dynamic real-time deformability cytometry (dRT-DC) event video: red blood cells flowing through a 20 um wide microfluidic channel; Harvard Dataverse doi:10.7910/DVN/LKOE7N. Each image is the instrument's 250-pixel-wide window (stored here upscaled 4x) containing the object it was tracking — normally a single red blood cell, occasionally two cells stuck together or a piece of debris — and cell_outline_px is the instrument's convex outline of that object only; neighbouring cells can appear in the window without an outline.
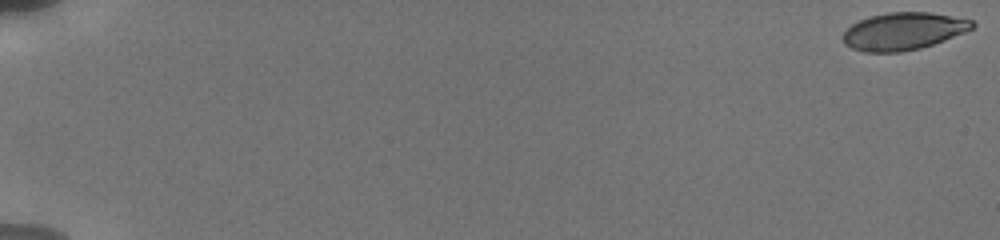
{"species": "human", "species_latin": "Homo sapiens", "temperature_condition": "cold", "stored_images_in_passage": 56, "camera_frame_rate_fps": 3000, "um_per_image_px": 0.085, "donor": {"sex": "male"}, "frame": {"image": 1, "passage_image": 1, "time_ms": 0.0, "image_size_px": [1000, 240], "cell_outline_px": [[976, 24], [972, 28], [964, 32], [944, 40], [920, 48], [900, 52], [864, 52], [852, 48], [844, 44], [844, 32], [852, 24], [860, 20], [872, 16], [888, 12], [928, 12], [972, 20]], "centroid_in_image_um": [76.78, 2.66], "position_along_channel_um": 8.2, "area_um2": 27.8}}
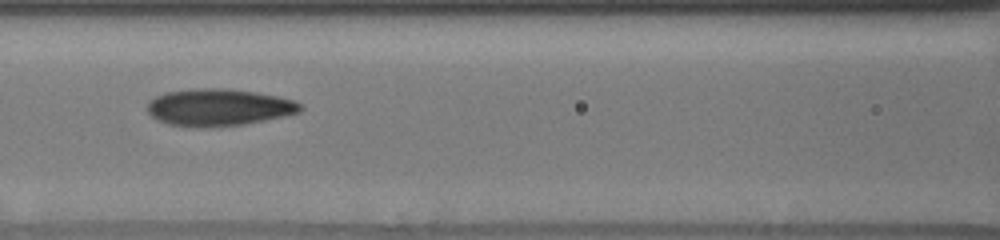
{"frame": {"image": 2, "passage_image": 28, "time_ms": 9.0, "image_size_px": [1000, 240], "cell_outline_px": [[304, 108], [300, 112], [284, 116], [244, 124], [208, 128], [196, 128], [168, 124], [152, 116], [148, 112], [148, 100], [164, 92], [196, 88], [228, 88], [256, 92], [276, 96], [292, 100], [300, 104]], "centroid_in_image_um": [18.57, 9.13], "position_along_channel_um": 148.0, "area_um2": 33.23}}
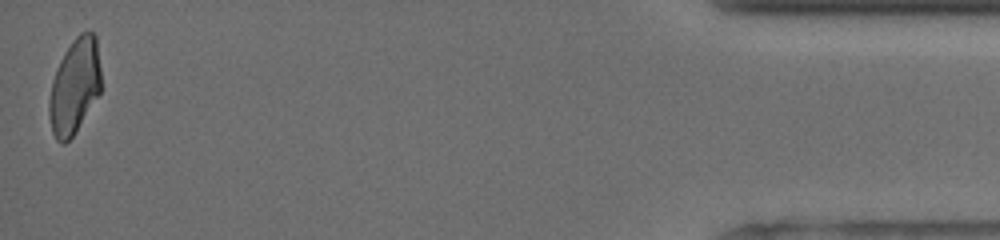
{"frame": {"image": 3, "passage_image": 56, "time_ms": 18.333, "image_size_px": [1000, 240], "cell_outline_px": [[100, 92], [72, 136], [64, 144], [60, 144], [56, 140], [52, 132], [48, 116], [48, 100], [52, 80], [56, 68], [64, 52], [72, 40], [80, 32], [92, 32], [96, 36], [100, 68]], "centroid_in_image_um": [6.3, 7.33], "position_along_channel_um": 428.9, "area_um2": 28.73}, "authors_computed_cell_mechanics": {"area_um2": 30.5184, "velocity_mm_per_s": 3.8265, "shape_relaxation_time_tau1_ms": 5.9076, "shape_relaxation_time_tau2_ms": 1.876, "deformation_change_tau1": 0.1589, "deformation_change_tau2": 0.0932}}